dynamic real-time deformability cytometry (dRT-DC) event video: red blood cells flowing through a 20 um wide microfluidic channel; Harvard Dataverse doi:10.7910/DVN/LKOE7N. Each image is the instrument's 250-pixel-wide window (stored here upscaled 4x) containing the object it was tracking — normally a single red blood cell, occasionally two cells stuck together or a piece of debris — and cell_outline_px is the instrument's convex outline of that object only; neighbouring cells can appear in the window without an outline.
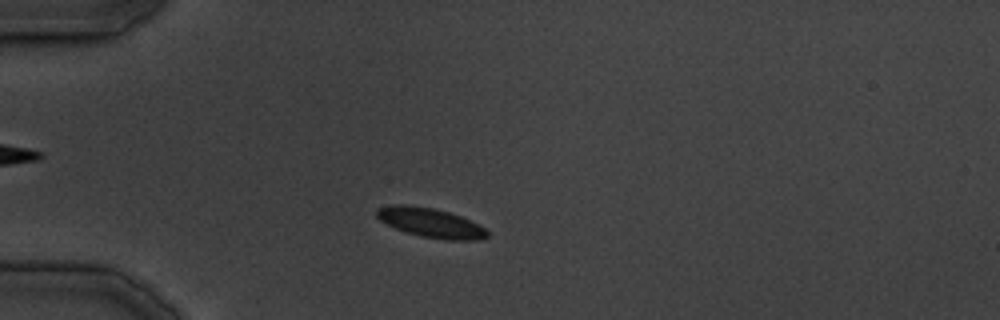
{"species": "common noctule bat (a hibernating species)", "species_latin": "Nyctalus noctula", "temperature_condition": "cold", "stored_images_in_passage": 17, "camera_frame_rate_fps": 3000, "um_per_image_px": 0.085, "animal": {"sex": "male", "body_mass_g": 19.5, "forearm_length_mm": 54.6}, "frame": {"image": 1, "passage_image": 6, "time_ms": 6.0, "image_size_px": [1000, 320], "cell_outline_px": [[488, 236], [480, 240], [444, 240], [420, 236], [396, 228], [380, 220], [376, 216], [376, 208], [392, 204], [408, 204], [432, 208], [448, 212], [460, 216], [484, 228], [488, 232]], "centroid_in_image_um": [36.57, 18.93], "position_along_channel_um": 48.4, "area_um2": 18.79}}
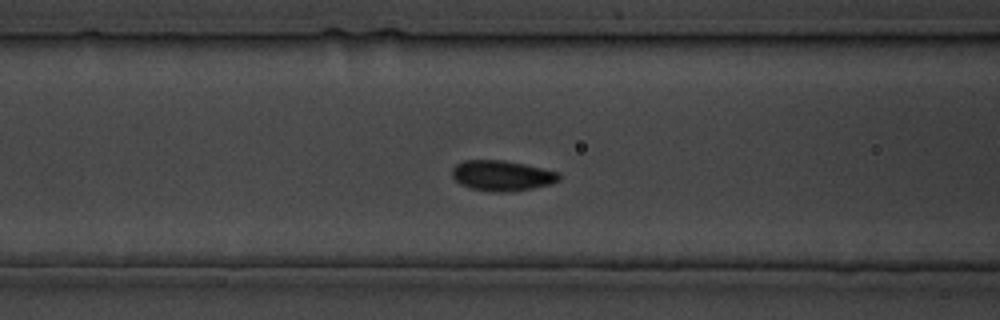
{"frame": {"image": 2, "passage_image": 12, "time_ms": 12.667, "image_size_px": [1000, 320], "cell_outline_px": [[560, 180], [552, 184], [532, 188], [508, 192], [496, 192], [472, 188], [460, 184], [452, 176], [452, 168], [456, 164], [464, 160], [504, 160], [524, 164], [560, 172]], "centroid_in_image_um": [42.69, 14.92], "position_along_channel_um": 123.9, "area_um2": 18.96}}